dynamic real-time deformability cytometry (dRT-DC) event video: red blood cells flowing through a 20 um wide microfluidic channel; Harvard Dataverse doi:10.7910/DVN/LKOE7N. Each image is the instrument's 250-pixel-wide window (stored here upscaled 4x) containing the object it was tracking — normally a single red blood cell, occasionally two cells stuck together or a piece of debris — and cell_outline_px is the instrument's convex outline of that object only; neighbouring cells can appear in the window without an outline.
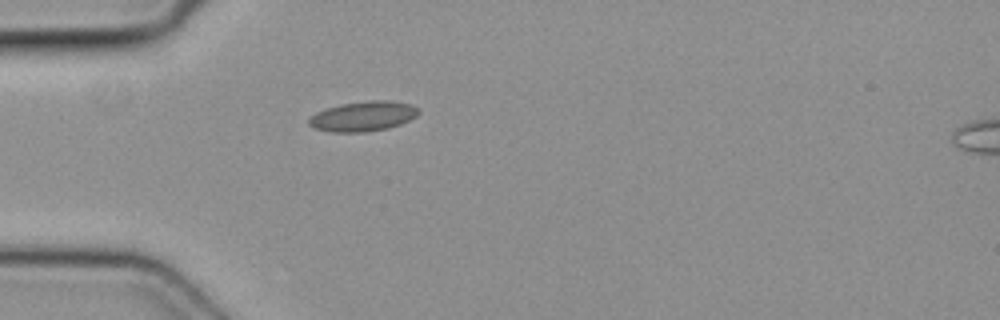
{"species": "common noctule bat (a hibernating species)", "species_latin": "Nyctalus noctula", "temperature_condition": "cold", "stored_images_in_passage": 4, "camera_frame_rate_fps": 3000, "um_per_image_px": 0.085, "animal": {"sex": "female", "body_mass_g": 19.3, "forearm_length_mm": 54.1}, "frame": {"image": 1, "passage_image": 4, "time_ms": 1.0, "image_size_px": [1000, 320], "cell_outline_px": [[420, 112], [416, 116], [400, 124], [388, 128], [364, 132], [328, 132], [316, 128], [308, 124], [308, 120], [316, 112], [324, 108], [340, 104], [368, 100], [388, 100], [412, 104]], "centroid_in_image_um": [30.84, 9.87], "position_along_channel_um": 54.2, "area_um2": 19.19}}